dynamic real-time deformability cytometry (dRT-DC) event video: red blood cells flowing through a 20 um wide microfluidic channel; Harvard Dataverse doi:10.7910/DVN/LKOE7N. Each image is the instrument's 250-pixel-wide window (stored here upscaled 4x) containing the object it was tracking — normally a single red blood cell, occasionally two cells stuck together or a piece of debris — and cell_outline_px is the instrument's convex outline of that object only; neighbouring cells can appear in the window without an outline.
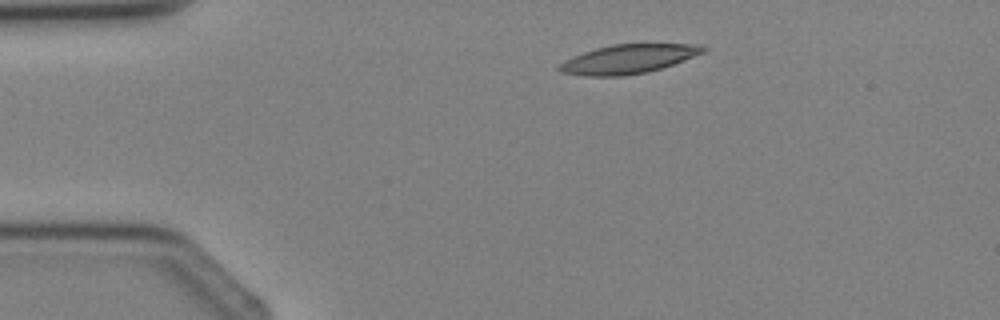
{"species": "Egyptian fruit bat (a non-hibernating species)", "species_latin": "Rousettus aegyptiacus", "temperature_condition": "cold", "stored_images_in_passage": 3, "camera_frame_rate_fps": 3000, "um_per_image_px": 0.085, "animal": {"sex": "female"}, "frame": {"image": 1, "passage_image": 2, "time_ms": 1.0, "image_size_px": [1000, 320], "cell_outline_px": [[708, 48], [704, 52], [684, 60], [648, 72], [624, 76], [584, 76], [560, 72], [556, 68], [564, 60], [584, 52], [596, 48], [612, 44], [700, 44]], "centroid_in_image_um": [53.39, 5.02], "position_along_channel_um": 31.6, "area_um2": 24.28}}